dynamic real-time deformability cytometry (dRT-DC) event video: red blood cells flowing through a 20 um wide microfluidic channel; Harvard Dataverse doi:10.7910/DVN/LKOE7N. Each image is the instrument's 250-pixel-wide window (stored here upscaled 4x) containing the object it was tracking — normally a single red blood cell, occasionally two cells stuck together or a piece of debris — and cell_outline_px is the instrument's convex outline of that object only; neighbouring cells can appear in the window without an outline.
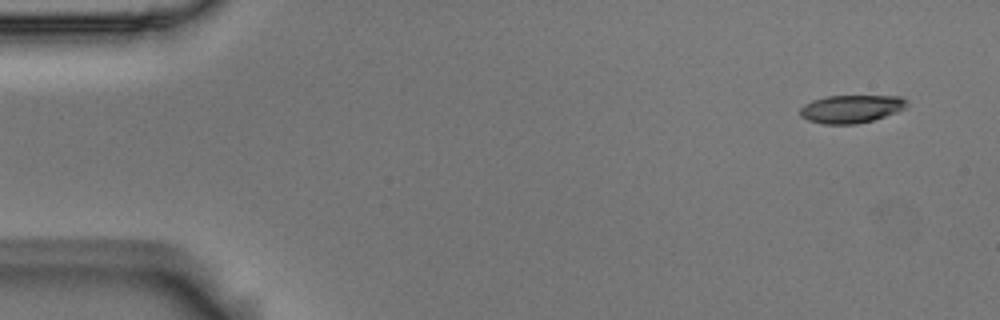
{"species": "Egyptian fruit bat (a non-hibernating species)", "species_latin": "Rousettus aegyptiacus", "temperature_condition": "room temperature", "stored_images_in_passage": 5, "camera_frame_rate_fps": 3000, "um_per_image_px": 0.085, "animal": {"sex": "male"}, "frame": {"image": 1, "passage_image": 5, "time_ms": 1.333, "image_size_px": [1000, 320], "cell_outline_px": [[908, 104], [904, 108], [896, 112], [872, 120], [856, 124], [824, 124], [808, 120], [800, 116], [800, 108], [804, 104], [812, 100], [824, 96], [900, 96], [908, 100]], "centroid_in_image_um": [72.33, 9.25], "position_along_channel_um": 12.7, "area_um2": 17.4}}